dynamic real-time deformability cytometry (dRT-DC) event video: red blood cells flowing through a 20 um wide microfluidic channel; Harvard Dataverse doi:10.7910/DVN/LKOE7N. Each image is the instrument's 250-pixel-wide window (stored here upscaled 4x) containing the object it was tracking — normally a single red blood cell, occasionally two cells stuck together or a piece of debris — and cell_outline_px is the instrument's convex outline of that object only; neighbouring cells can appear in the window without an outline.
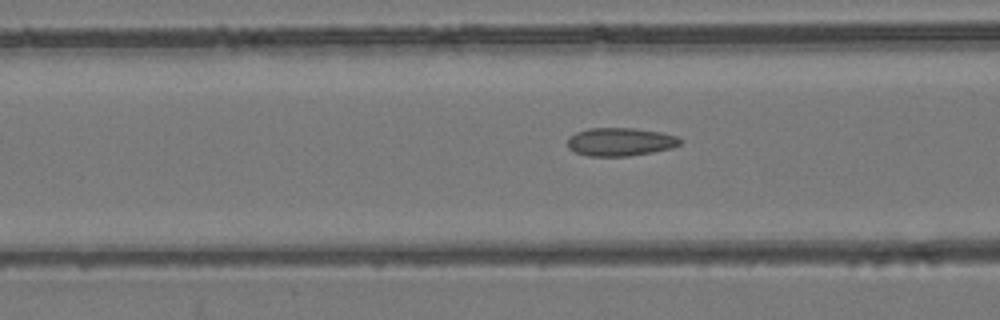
{"species": "common noctule bat (a hibernating species)", "species_latin": "Nyctalus noctula", "temperature_condition": "room temperature", "stored_images_in_passage": 44, "camera_frame_rate_fps": 3000, "um_per_image_px": 0.085, "animal": {"sex": "female", "body_mass_g": 24.6, "forearm_length_mm": 56.2}, "frame": {"image": 1, "passage_image": 12, "time_ms": 3.667, "image_size_px": [1000, 320], "cell_outline_px": [[684, 140], [680, 144], [672, 148], [652, 152], [628, 156], [588, 156], [576, 152], [568, 148], [568, 140], [576, 132], [588, 128], [636, 128], [660, 132], [676, 136]], "centroid_in_image_um": [52.75, 12.05], "position_along_channel_um": 113.9, "area_um2": 18.5}}
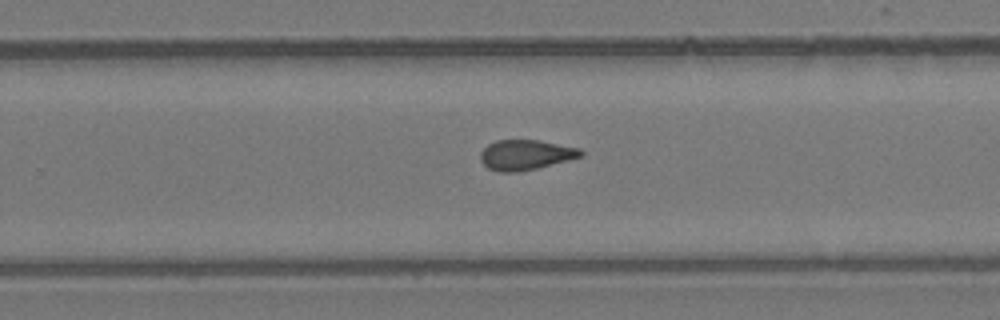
{"frame": {"image": 2, "passage_image": 25, "time_ms": 8.0, "image_size_px": [1000, 320], "cell_outline_px": [[584, 156], [536, 168], [516, 172], [500, 172], [488, 168], [480, 160], [480, 152], [488, 144], [496, 140], [540, 140], [580, 148], [584, 152]], "centroid_in_image_um": [44.69, 13.15], "position_along_channel_um": 285.1, "area_um2": 17.63}}
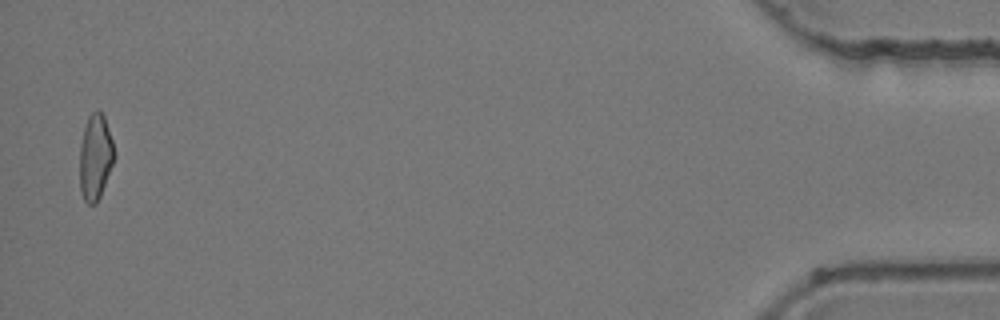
{"frame": {"image": 3, "passage_image": 43, "time_ms": 14.0, "image_size_px": [1000, 320], "cell_outline_px": [[116, 156], [100, 196], [96, 204], [88, 204], [84, 200], [80, 192], [80, 144], [84, 128], [88, 116], [92, 112], [100, 112], [104, 116], [112, 140]], "centroid_in_image_um": [8.1, 13.38], "position_along_channel_um": 427.1, "area_um2": 17.22}, "authors_computed_cell_mechanics": {"area_um2": 17.7446, "velocity_mm_per_s": 3.9505, "shape_relaxation_time_tau1_ms": null, "shape_relaxation_time_tau2_ms": 1.7327, "deformation_change_tau1": null, "deformation_change_tau2": 0.0813}}